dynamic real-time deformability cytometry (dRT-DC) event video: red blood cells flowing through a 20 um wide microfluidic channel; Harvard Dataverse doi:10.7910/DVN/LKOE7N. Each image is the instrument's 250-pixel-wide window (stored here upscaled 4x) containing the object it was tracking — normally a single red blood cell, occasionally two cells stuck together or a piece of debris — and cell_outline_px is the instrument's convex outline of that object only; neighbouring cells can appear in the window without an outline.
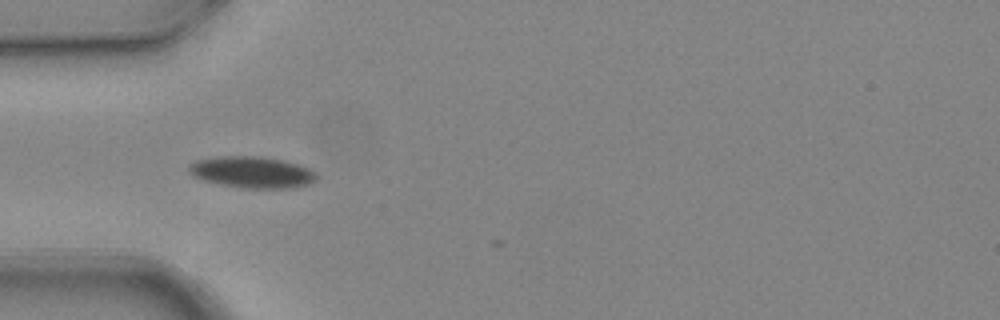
{"species": "common noctule bat (a hibernating species)", "species_latin": "Nyctalus noctula", "temperature_condition": "warm", "stored_images_in_passage": 6, "camera_frame_rate_fps": 3000, "um_per_image_px": 0.085, "animal": {"sex": "female", "body_mass_g": 24.6, "forearm_length_mm": 56.2}, "frame": {"image": 1, "passage_image": 4, "time_ms": 1.0, "image_size_px": [1000, 320], "cell_outline_px": [[316, 180], [312, 184], [292, 188], [244, 188], [220, 184], [204, 180], [192, 176], [188, 172], [188, 164], [196, 160], [224, 156], [256, 156], [284, 160], [308, 168], [316, 172]], "centroid_in_image_um": [21.42, 14.64], "position_along_channel_um": 63.6, "area_um2": 23.47}}
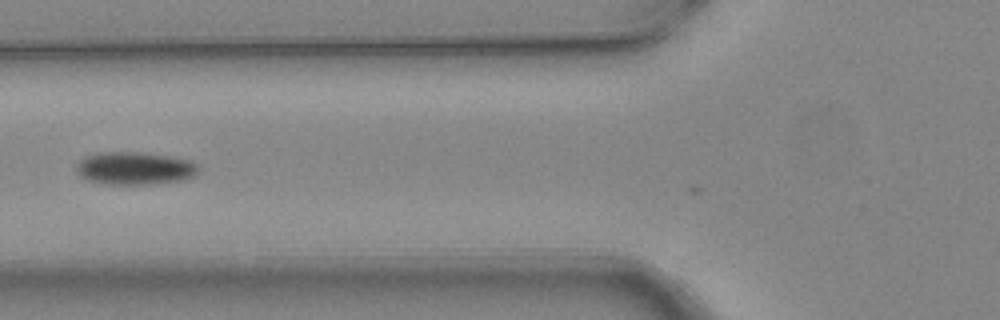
{"frame": {"image": 2, "passage_image": 5, "time_ms": 1.333, "image_size_px": [1000, 320], "cell_outline_px": [[200, 168], [196, 176], [184, 180], [152, 184], [104, 184], [88, 180], [80, 176], [76, 172], [76, 164], [80, 160], [88, 156], [100, 152], [140, 152], [168, 156], [192, 160]], "centroid_in_image_um": [11.49, 14.31], "position_along_channel_um": 114.3, "area_um2": 23.52}}
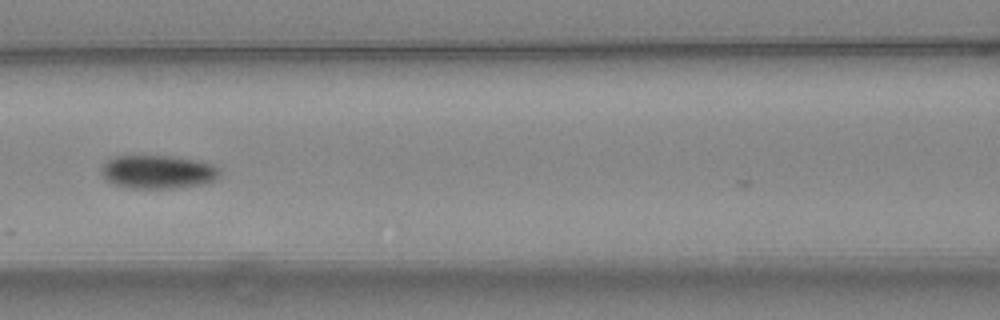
{"frame": {"image": 3, "passage_image": 6, "time_ms": 1.667, "image_size_px": [1000, 320], "cell_outline_px": [[220, 176], [216, 180], [204, 184], [176, 188], [128, 188], [104, 180], [100, 172], [100, 168], [104, 160], [112, 156], [172, 156], [200, 160], [212, 164], [220, 168]], "centroid_in_image_um": [13.41, 14.6], "position_along_channel_um": 153.2, "area_um2": 23.64}}